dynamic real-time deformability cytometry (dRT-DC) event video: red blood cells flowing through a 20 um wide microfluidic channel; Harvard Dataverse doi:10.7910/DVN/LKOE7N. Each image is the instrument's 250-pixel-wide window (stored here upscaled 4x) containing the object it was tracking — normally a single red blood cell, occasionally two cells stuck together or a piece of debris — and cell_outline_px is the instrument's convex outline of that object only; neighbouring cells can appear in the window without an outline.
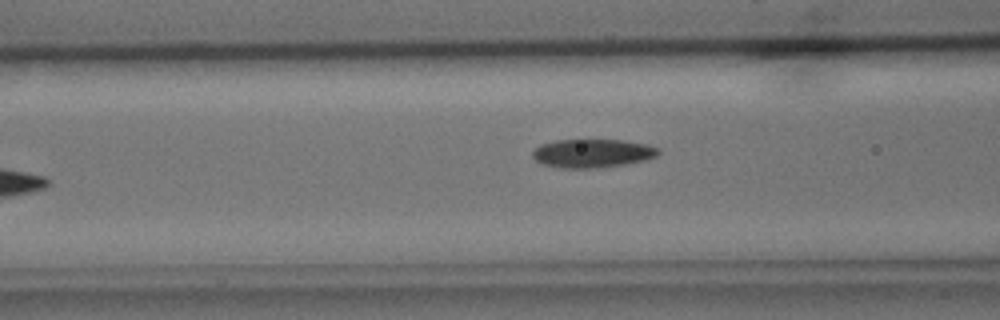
{"species": "common noctule bat (a hibernating species)", "species_latin": "Nyctalus noctula", "temperature_condition": "cold", "stored_images_in_passage": 6, "camera_frame_rate_fps": 3000, "um_per_image_px": 0.085, "animal": {"sex": "male", "body_mass_g": 15.6}, "frame": {"image": 1, "passage_image": 6, "time_ms": 6.0, "image_size_px": [1000, 320], "cell_outline_px": [[660, 152], [656, 156], [648, 160], [624, 164], [596, 168], [560, 168], [544, 164], [536, 160], [532, 156], [532, 152], [540, 144], [556, 140], [624, 140], [648, 144], [660, 148]], "centroid_in_image_um": [50.39, 13.02], "position_along_channel_um": 116.2, "area_um2": 21.04}}